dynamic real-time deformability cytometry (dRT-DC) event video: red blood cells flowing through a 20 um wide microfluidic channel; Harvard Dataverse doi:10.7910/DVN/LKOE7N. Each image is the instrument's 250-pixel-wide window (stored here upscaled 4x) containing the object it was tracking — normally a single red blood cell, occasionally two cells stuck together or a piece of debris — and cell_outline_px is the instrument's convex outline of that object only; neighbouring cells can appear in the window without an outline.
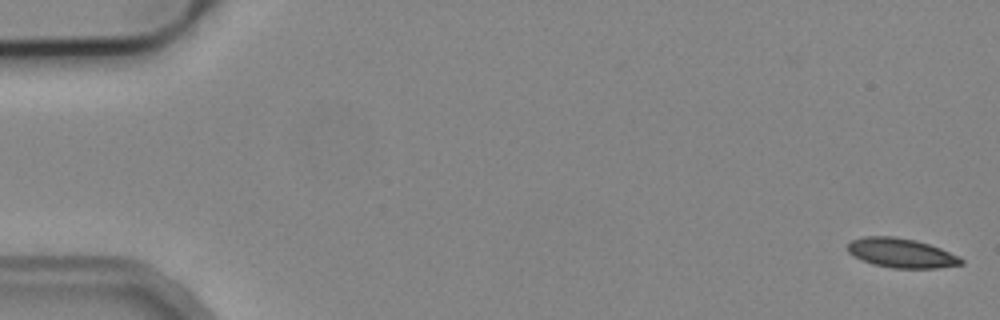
{"species": "common noctule bat (a hibernating species)", "species_latin": "Nyctalus noctula", "temperature_condition": "cold", "stored_images_in_passage": 4, "camera_frame_rate_fps": 3000, "um_per_image_px": 0.085, "animal": {"sex": "male", "body_mass_g": 19.2, "forearm_length_mm": 51.8}, "frame": {"image": 1, "passage_image": 1, "time_ms": 0.0, "image_size_px": [1000, 320], "cell_outline_px": [[964, 264], [936, 268], [892, 268], [872, 264], [848, 252], [848, 244], [852, 240], [864, 236], [892, 236], [916, 240], [940, 248], [960, 256], [964, 260]], "centroid_in_image_um": [76.65, 21.5], "position_along_channel_um": 8.4, "area_um2": 19.36}}